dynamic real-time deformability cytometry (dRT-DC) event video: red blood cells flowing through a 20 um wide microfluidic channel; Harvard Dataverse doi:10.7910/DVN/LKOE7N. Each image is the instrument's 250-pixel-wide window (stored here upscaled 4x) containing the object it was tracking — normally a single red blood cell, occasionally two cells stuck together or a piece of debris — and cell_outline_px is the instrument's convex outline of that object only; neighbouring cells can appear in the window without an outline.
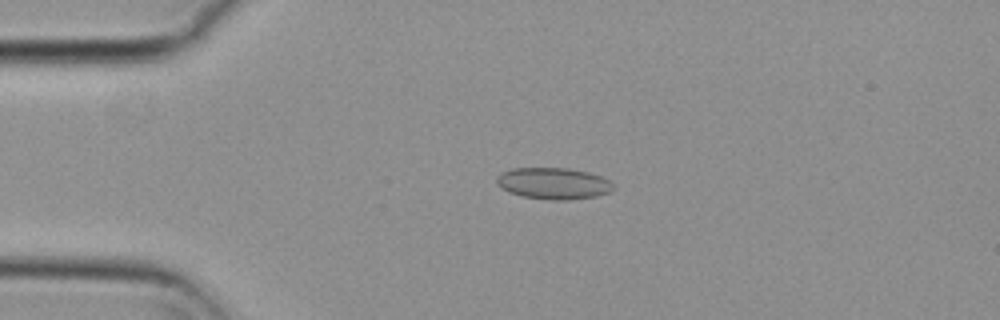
{"species": "common noctule bat (a hibernating species)", "species_latin": "Nyctalus noctula", "temperature_condition": "cold", "stored_images_in_passage": 55, "camera_frame_rate_fps": 3000, "um_per_image_px": 0.085, "animal": {"sex": "female", "body_mass_g": 29.2, "forearm_length_mm": 56.3}, "frame": {"image": 1, "passage_image": 13, "time_ms": 4.0, "image_size_px": [1000, 320], "cell_outline_px": [[616, 188], [608, 192], [596, 196], [568, 200], [552, 200], [520, 196], [508, 192], [500, 188], [496, 184], [496, 176], [500, 172], [512, 168], [568, 168], [588, 172], [600, 176], [608, 180]], "centroid_in_image_um": [46.99, 15.59], "position_along_channel_um": 38.0, "area_um2": 21.62}}
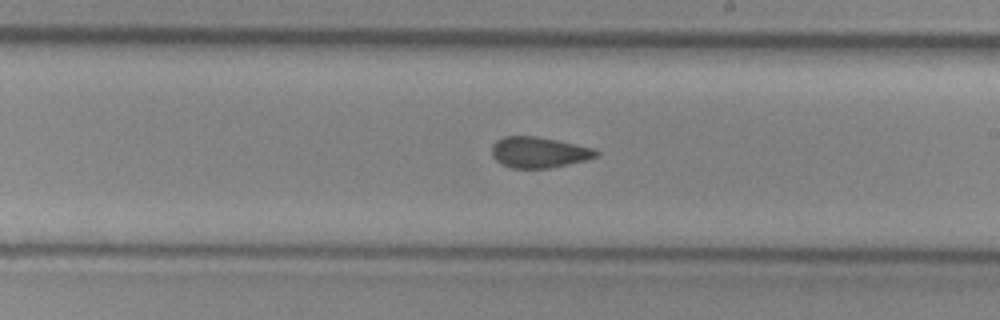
{"frame": {"image": 2, "passage_image": 32, "time_ms": 10.333, "image_size_px": [1000, 320], "cell_outline_px": [[600, 152], [596, 156], [588, 160], [548, 168], [512, 168], [500, 164], [492, 156], [492, 144], [496, 140], [504, 136], [536, 136], [596, 148]], "centroid_in_image_um": [45.8, 12.94], "position_along_channel_um": 243.2, "area_um2": 18.9}}
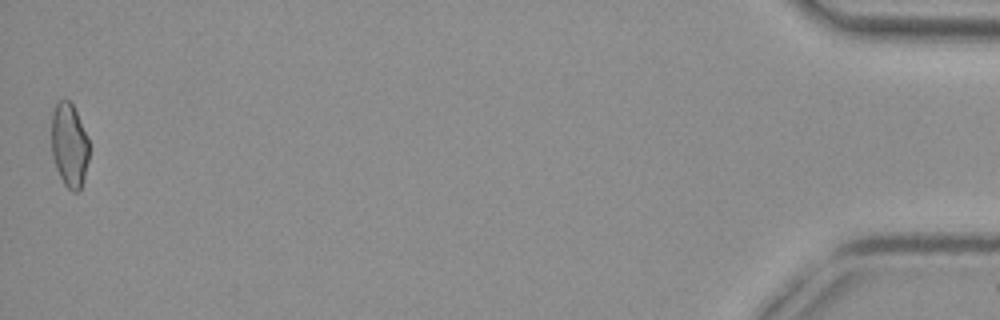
{"frame": {"image": 3, "passage_image": 55, "time_ms": 18.0, "image_size_px": [1000, 320], "cell_outline_px": [[88, 160], [80, 192], [72, 192], [64, 184], [56, 168], [52, 156], [52, 112], [56, 104], [60, 100], [68, 100], [72, 104], [76, 112], [88, 140]], "centroid_in_image_um": [5.88, 12.37], "position_along_channel_um": 429.3, "area_um2": 18.15}, "authors_computed_cell_mechanics": {"area_um2": 19.363, "velocity_mm_per_s": 3.7424, "shape_relaxation_time_tau1_ms": null, "shape_relaxation_time_tau2_ms": 1.9891, "deformation_change_tau1": null, "deformation_change_tau2": 0.0829}}